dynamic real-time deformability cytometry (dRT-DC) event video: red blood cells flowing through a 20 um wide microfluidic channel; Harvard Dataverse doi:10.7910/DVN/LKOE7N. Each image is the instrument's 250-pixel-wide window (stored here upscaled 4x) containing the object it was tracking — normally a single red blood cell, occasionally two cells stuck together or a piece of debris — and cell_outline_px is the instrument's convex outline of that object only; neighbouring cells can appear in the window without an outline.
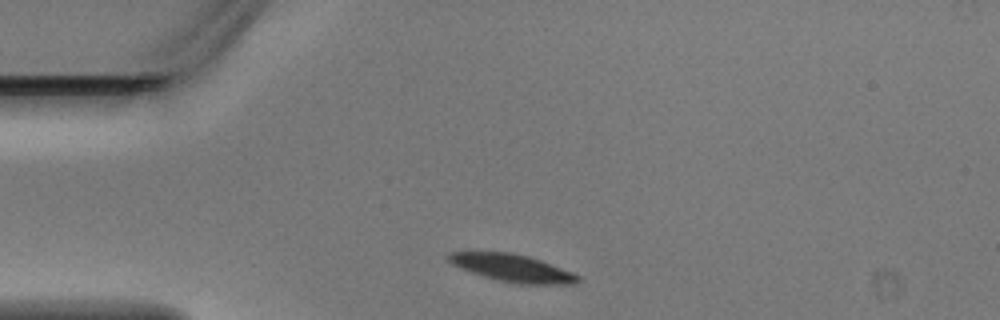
{"species": "Egyptian fruit bat (a non-hibernating species)", "species_latin": "Rousettus aegyptiacus", "temperature_condition": "warm", "stored_images_in_passage": 4, "camera_frame_rate_fps": 3000, "um_per_image_px": 0.085, "animal": {"sex": "male"}, "frame": {"image": 1, "passage_image": 1, "time_ms": 0.0, "image_size_px": [1000, 320], "cell_outline_px": [[580, 280], [576, 284], [516, 284], [484, 276], [460, 268], [452, 264], [444, 256], [448, 252], [512, 252], [528, 256], [540, 260], [572, 272], [580, 276]], "centroid_in_image_um": [43.54, 22.78], "position_along_channel_um": 41.5, "area_um2": 20.63}}
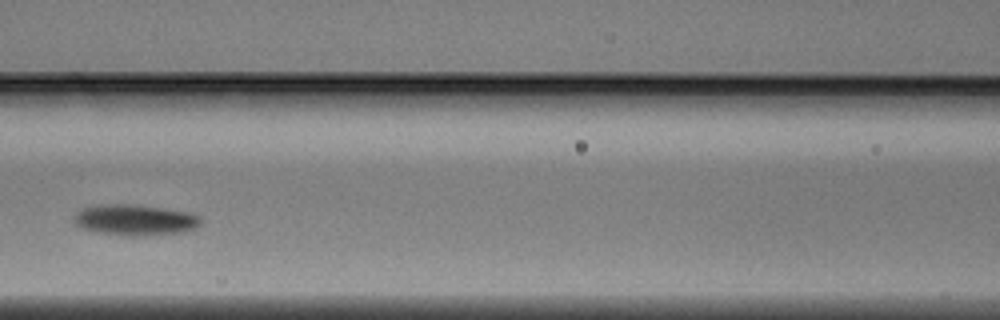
{"frame": {"image": 2, "passage_image": 4, "time_ms": 1.0, "image_size_px": [1000, 320], "cell_outline_px": [[200, 224], [196, 228], [184, 232], [140, 236], [128, 236], [96, 232], [80, 228], [76, 224], [72, 216], [80, 208], [96, 204], [136, 204], [192, 212], [200, 216]], "centroid_in_image_um": [11.45, 18.68], "position_along_channel_um": 155.1, "area_um2": 23.35}}